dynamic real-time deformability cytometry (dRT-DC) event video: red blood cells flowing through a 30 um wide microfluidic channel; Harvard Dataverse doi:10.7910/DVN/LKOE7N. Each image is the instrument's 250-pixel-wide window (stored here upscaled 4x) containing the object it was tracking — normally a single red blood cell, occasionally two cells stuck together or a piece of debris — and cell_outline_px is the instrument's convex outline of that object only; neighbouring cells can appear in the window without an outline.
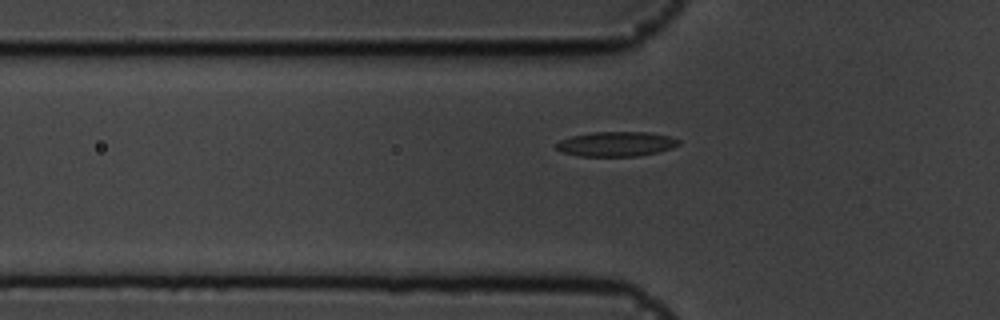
{"species": "common noctule bat (a hibernating species)", "species_latin": "Nyctalus noctula", "temperature_condition": "cold", "stored_images_in_passage": 40, "camera_frame_rate_fps": 3000, "um_per_image_px": 0.085, "animal": {"sex": "male", "body_mass_g": 19.5, "forearm_length_mm": 54.6}, "frame": {"image": 1, "passage_image": 2, "time_ms": 0.333, "image_size_px": [1000, 320], "cell_outline_px": [[680, 144], [672, 148], [656, 152], [636, 156], [580, 156], [560, 152], [556, 148], [556, 144], [560, 140], [572, 136], [592, 132], [648, 132], [668, 136], [680, 140]], "centroid_in_image_um": [52.36, 12.24], "position_along_channel_um": 73.4, "area_um2": 17.57}}
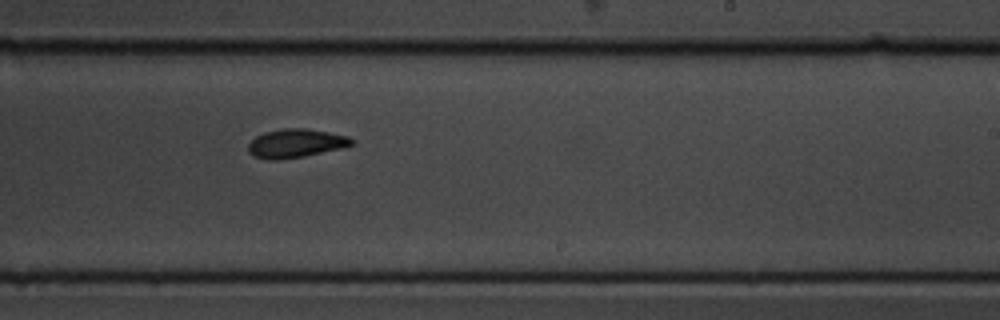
{"frame": {"image": 2, "passage_image": 18, "time_ms": 5.667, "image_size_px": [1000, 320], "cell_outline_px": [[352, 144], [344, 148], [304, 156], [280, 160], [268, 160], [252, 156], [248, 152], [248, 144], [256, 136], [264, 132], [284, 128], [308, 128], [348, 136], [352, 140]], "centroid_in_image_um": [25.11, 12.19], "position_along_channel_um": 263.9, "area_um2": 17.4}}
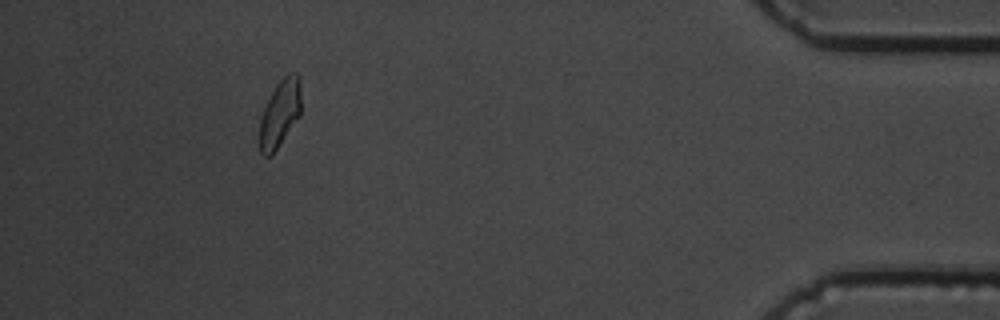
{"frame": {"image": 3, "passage_image": 35, "time_ms": 11.333, "image_size_px": [1000, 320], "cell_outline_px": [[300, 116], [272, 156], [264, 156], [260, 152], [260, 120], [264, 108], [276, 84], [288, 72], [296, 72], [300, 76]], "centroid_in_image_um": [23.81, 9.63], "position_along_channel_um": 411.4, "area_um2": 16.3}, "authors_computed_cell_mechanics": {"area_um2": 17.0221, "velocity_mm_per_s": 3.5719, "shape_relaxation_time_tau1_ms": 5.2099, "shape_relaxation_time_tau2_ms": 5.3373, "deformation_change_tau1": 0.1396, "deformation_change_tau2": 0.1069}}